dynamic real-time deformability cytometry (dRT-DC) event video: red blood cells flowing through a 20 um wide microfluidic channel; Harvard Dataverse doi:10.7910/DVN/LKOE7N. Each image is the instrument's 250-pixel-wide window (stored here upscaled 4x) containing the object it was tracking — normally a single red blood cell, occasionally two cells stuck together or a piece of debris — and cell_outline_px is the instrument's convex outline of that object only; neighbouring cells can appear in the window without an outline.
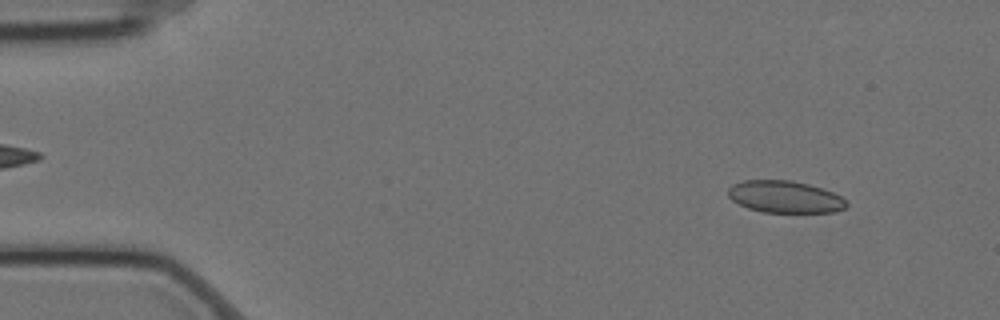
{"species": "Egyptian fruit bat (a non-hibernating species)", "species_latin": "Rousettus aegyptiacus", "temperature_condition": "cold", "stored_images_in_passage": 57, "camera_frame_rate_fps": 3000, "um_per_image_px": 0.085, "animal": {"sex": "female"}, "frame": {"image": 1, "passage_image": 5, "time_ms": 1.333, "image_size_px": [1000, 320], "cell_outline_px": [[848, 204], [844, 208], [832, 212], [764, 212], [748, 208], [732, 200], [728, 196], [728, 188], [732, 184], [744, 180], [792, 180], [808, 184], [832, 192], [848, 200]], "centroid_in_image_um": [66.71, 16.72], "position_along_channel_um": 18.3, "area_um2": 22.02}}
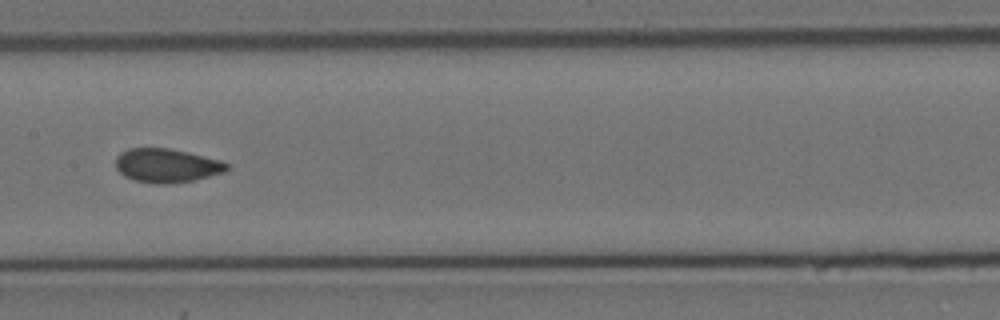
{"frame": {"image": 2, "passage_image": 28, "time_ms": 9.0, "image_size_px": [1000, 320], "cell_outline_px": [[228, 168], [224, 172], [192, 180], [168, 184], [156, 184], [132, 180], [124, 176], [116, 168], [116, 156], [120, 152], [128, 148], [168, 148], [188, 152], [220, 160], [228, 164]], "centroid_in_image_um": [14.12, 14.07], "position_along_channel_um": 193.3, "area_um2": 21.91}}
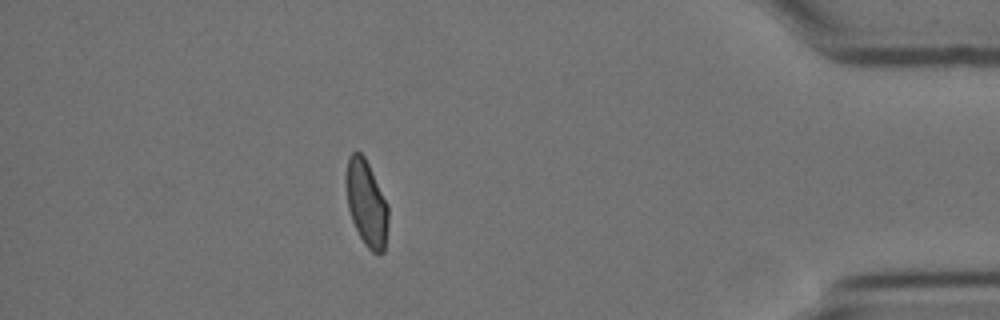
{"frame": {"image": 3, "passage_image": 50, "time_ms": 16.333, "image_size_px": [1000, 320], "cell_outline_px": [[388, 224], [384, 252], [372, 252], [364, 244], [352, 220], [348, 208], [344, 180], [344, 176], [348, 156], [352, 152], [360, 152], [364, 156], [388, 204]], "centroid_in_image_um": [31.12, 17.24], "position_along_channel_um": 404.1, "area_um2": 21.27}, "authors_computed_cell_mechanics": {"area_um2": 22.1374, "velocity_mm_per_s": 3.4975, "shape_relaxation_time_tau1_ms": null, "shape_relaxation_time_tau2_ms": 0.8748, "deformation_change_tau1": null, "deformation_change_tau2": 0.0539}}